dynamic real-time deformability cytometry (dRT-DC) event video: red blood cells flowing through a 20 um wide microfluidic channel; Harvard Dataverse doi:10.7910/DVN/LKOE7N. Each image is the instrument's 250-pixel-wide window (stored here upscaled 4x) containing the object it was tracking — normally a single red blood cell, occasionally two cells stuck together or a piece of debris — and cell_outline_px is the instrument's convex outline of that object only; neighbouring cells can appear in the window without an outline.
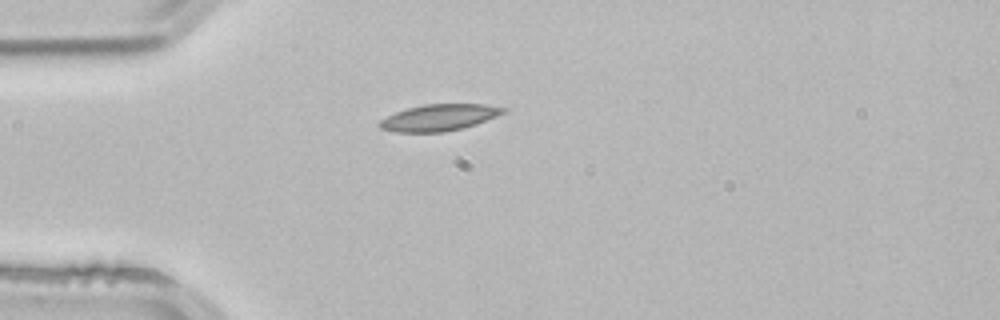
{"species": "common noctule bat (a hibernating species)", "species_latin": "Nyctalus noctula", "temperature_condition": "room temperature", "stored_images_in_passage": 1, "camera_frame_rate_fps": 3000, "um_per_image_px": 0.085, "animal": {"sex": "male", "body_mass_g": 21.5, "forearm_length_mm": 52.0}, "frame": {"image": 1, "passage_image": 1, "time_ms": 0.0, "image_size_px": [1000, 320], "cell_outline_px": [[508, 112], [476, 124], [464, 128], [444, 132], [396, 132], [380, 128], [376, 124], [380, 120], [396, 112], [408, 108], [424, 104], [484, 104], [508, 108]], "centroid_in_image_um": [37.36, 9.99], "position_along_channel_um": 47.6, "area_um2": 19.25}}